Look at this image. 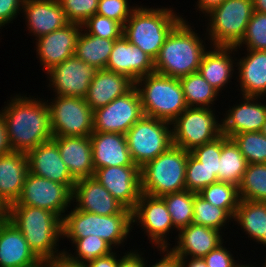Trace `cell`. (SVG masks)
<instances>
[{
	"label": "cell",
	"mask_w": 266,
	"mask_h": 267,
	"mask_svg": "<svg viewBox=\"0 0 266 267\" xmlns=\"http://www.w3.org/2000/svg\"><path fill=\"white\" fill-rule=\"evenodd\" d=\"M16 94L0 110L13 151L28 153L53 137L46 99ZM33 97V98H32Z\"/></svg>",
	"instance_id": "6da1fadb"
},
{
	"label": "cell",
	"mask_w": 266,
	"mask_h": 267,
	"mask_svg": "<svg viewBox=\"0 0 266 267\" xmlns=\"http://www.w3.org/2000/svg\"><path fill=\"white\" fill-rule=\"evenodd\" d=\"M188 23L183 18L167 36L154 60L155 72L178 79L198 72L206 43Z\"/></svg>",
	"instance_id": "7a4b0ae2"
},
{
	"label": "cell",
	"mask_w": 266,
	"mask_h": 267,
	"mask_svg": "<svg viewBox=\"0 0 266 267\" xmlns=\"http://www.w3.org/2000/svg\"><path fill=\"white\" fill-rule=\"evenodd\" d=\"M7 219L23 234L41 260L64 253L65 248L59 250L62 220L56 214L38 207L10 205Z\"/></svg>",
	"instance_id": "3957f363"
},
{
	"label": "cell",
	"mask_w": 266,
	"mask_h": 267,
	"mask_svg": "<svg viewBox=\"0 0 266 267\" xmlns=\"http://www.w3.org/2000/svg\"><path fill=\"white\" fill-rule=\"evenodd\" d=\"M62 219V240L66 237L73 243L90 235L108 242L114 249L125 243L134 225L132 211L123 208L114 215H98L73 208Z\"/></svg>",
	"instance_id": "277c9868"
},
{
	"label": "cell",
	"mask_w": 266,
	"mask_h": 267,
	"mask_svg": "<svg viewBox=\"0 0 266 267\" xmlns=\"http://www.w3.org/2000/svg\"><path fill=\"white\" fill-rule=\"evenodd\" d=\"M182 19L170 7L137 5L123 26V36L155 60L167 36Z\"/></svg>",
	"instance_id": "5b68a950"
},
{
	"label": "cell",
	"mask_w": 266,
	"mask_h": 267,
	"mask_svg": "<svg viewBox=\"0 0 266 267\" xmlns=\"http://www.w3.org/2000/svg\"><path fill=\"white\" fill-rule=\"evenodd\" d=\"M135 87L144 116L172 123L187 108L178 78L153 72L137 80Z\"/></svg>",
	"instance_id": "8992f818"
},
{
	"label": "cell",
	"mask_w": 266,
	"mask_h": 267,
	"mask_svg": "<svg viewBox=\"0 0 266 267\" xmlns=\"http://www.w3.org/2000/svg\"><path fill=\"white\" fill-rule=\"evenodd\" d=\"M189 151L172 145L168 150L140 168L141 192L150 196L186 189V165Z\"/></svg>",
	"instance_id": "52a82bcc"
},
{
	"label": "cell",
	"mask_w": 266,
	"mask_h": 267,
	"mask_svg": "<svg viewBox=\"0 0 266 267\" xmlns=\"http://www.w3.org/2000/svg\"><path fill=\"white\" fill-rule=\"evenodd\" d=\"M253 12V0H225L204 15L209 21L205 34L210 45L235 47L242 40Z\"/></svg>",
	"instance_id": "ba28073f"
},
{
	"label": "cell",
	"mask_w": 266,
	"mask_h": 267,
	"mask_svg": "<svg viewBox=\"0 0 266 267\" xmlns=\"http://www.w3.org/2000/svg\"><path fill=\"white\" fill-rule=\"evenodd\" d=\"M125 135L131 159L140 168L173 145L172 124L148 116L138 120Z\"/></svg>",
	"instance_id": "9c48e42d"
},
{
	"label": "cell",
	"mask_w": 266,
	"mask_h": 267,
	"mask_svg": "<svg viewBox=\"0 0 266 267\" xmlns=\"http://www.w3.org/2000/svg\"><path fill=\"white\" fill-rule=\"evenodd\" d=\"M213 110L187 107L171 123L173 145L190 152L222 135V123L216 118Z\"/></svg>",
	"instance_id": "30bf717a"
},
{
	"label": "cell",
	"mask_w": 266,
	"mask_h": 267,
	"mask_svg": "<svg viewBox=\"0 0 266 267\" xmlns=\"http://www.w3.org/2000/svg\"><path fill=\"white\" fill-rule=\"evenodd\" d=\"M47 104L53 137L90 136L93 133V110L85 98L55 96Z\"/></svg>",
	"instance_id": "8fae6325"
},
{
	"label": "cell",
	"mask_w": 266,
	"mask_h": 267,
	"mask_svg": "<svg viewBox=\"0 0 266 267\" xmlns=\"http://www.w3.org/2000/svg\"><path fill=\"white\" fill-rule=\"evenodd\" d=\"M71 203L72 191L66 185L28 172L19 198L11 205L45 209L62 220Z\"/></svg>",
	"instance_id": "7c38bea8"
},
{
	"label": "cell",
	"mask_w": 266,
	"mask_h": 267,
	"mask_svg": "<svg viewBox=\"0 0 266 267\" xmlns=\"http://www.w3.org/2000/svg\"><path fill=\"white\" fill-rule=\"evenodd\" d=\"M143 116L140 95L134 86L108 105L93 111V132L126 134Z\"/></svg>",
	"instance_id": "4fadbf2b"
},
{
	"label": "cell",
	"mask_w": 266,
	"mask_h": 267,
	"mask_svg": "<svg viewBox=\"0 0 266 267\" xmlns=\"http://www.w3.org/2000/svg\"><path fill=\"white\" fill-rule=\"evenodd\" d=\"M132 223L141 224L139 227H142V231H145L144 234L148 236L149 241L157 249L170 247L167 235L176 228L161 197L141 193L135 208L132 210Z\"/></svg>",
	"instance_id": "5bb4252c"
},
{
	"label": "cell",
	"mask_w": 266,
	"mask_h": 267,
	"mask_svg": "<svg viewBox=\"0 0 266 267\" xmlns=\"http://www.w3.org/2000/svg\"><path fill=\"white\" fill-rule=\"evenodd\" d=\"M97 69L73 55L45 72L55 96L85 98Z\"/></svg>",
	"instance_id": "9a60e30c"
},
{
	"label": "cell",
	"mask_w": 266,
	"mask_h": 267,
	"mask_svg": "<svg viewBox=\"0 0 266 267\" xmlns=\"http://www.w3.org/2000/svg\"><path fill=\"white\" fill-rule=\"evenodd\" d=\"M93 177L125 208H135L141 195L139 166H112L96 169Z\"/></svg>",
	"instance_id": "2e32d148"
},
{
	"label": "cell",
	"mask_w": 266,
	"mask_h": 267,
	"mask_svg": "<svg viewBox=\"0 0 266 267\" xmlns=\"http://www.w3.org/2000/svg\"><path fill=\"white\" fill-rule=\"evenodd\" d=\"M81 30L82 25L69 22L64 27L35 39L36 55L44 71L47 72L75 54Z\"/></svg>",
	"instance_id": "e0dca14e"
},
{
	"label": "cell",
	"mask_w": 266,
	"mask_h": 267,
	"mask_svg": "<svg viewBox=\"0 0 266 267\" xmlns=\"http://www.w3.org/2000/svg\"><path fill=\"white\" fill-rule=\"evenodd\" d=\"M105 69L126 75L133 82L155 72L154 60L123 35L115 40Z\"/></svg>",
	"instance_id": "ac0fdd59"
},
{
	"label": "cell",
	"mask_w": 266,
	"mask_h": 267,
	"mask_svg": "<svg viewBox=\"0 0 266 267\" xmlns=\"http://www.w3.org/2000/svg\"><path fill=\"white\" fill-rule=\"evenodd\" d=\"M261 99L264 97L242 96L239 104L225 111L221 120L222 135L231 138L238 133L260 132L266 119V104L259 102Z\"/></svg>",
	"instance_id": "d6986e66"
},
{
	"label": "cell",
	"mask_w": 266,
	"mask_h": 267,
	"mask_svg": "<svg viewBox=\"0 0 266 267\" xmlns=\"http://www.w3.org/2000/svg\"><path fill=\"white\" fill-rule=\"evenodd\" d=\"M29 172L66 185L71 191L76 180L61 159L57 143L51 139L27 153Z\"/></svg>",
	"instance_id": "ffe728a7"
},
{
	"label": "cell",
	"mask_w": 266,
	"mask_h": 267,
	"mask_svg": "<svg viewBox=\"0 0 266 267\" xmlns=\"http://www.w3.org/2000/svg\"><path fill=\"white\" fill-rule=\"evenodd\" d=\"M72 201V204L76 202L73 207L77 210L105 216L117 214L124 208L94 177L76 180Z\"/></svg>",
	"instance_id": "44dd1931"
},
{
	"label": "cell",
	"mask_w": 266,
	"mask_h": 267,
	"mask_svg": "<svg viewBox=\"0 0 266 267\" xmlns=\"http://www.w3.org/2000/svg\"><path fill=\"white\" fill-rule=\"evenodd\" d=\"M22 9L27 29L35 39L69 23L58 0H23Z\"/></svg>",
	"instance_id": "7402d4cb"
},
{
	"label": "cell",
	"mask_w": 266,
	"mask_h": 267,
	"mask_svg": "<svg viewBox=\"0 0 266 267\" xmlns=\"http://www.w3.org/2000/svg\"><path fill=\"white\" fill-rule=\"evenodd\" d=\"M222 233L210 227L190 224L178 230V237L175 238L177 245L175 243L168 249L177 257L204 258L224 243Z\"/></svg>",
	"instance_id": "603a6c76"
},
{
	"label": "cell",
	"mask_w": 266,
	"mask_h": 267,
	"mask_svg": "<svg viewBox=\"0 0 266 267\" xmlns=\"http://www.w3.org/2000/svg\"><path fill=\"white\" fill-rule=\"evenodd\" d=\"M41 261L23 234L7 218L0 220V267H34Z\"/></svg>",
	"instance_id": "cb8c5ba5"
},
{
	"label": "cell",
	"mask_w": 266,
	"mask_h": 267,
	"mask_svg": "<svg viewBox=\"0 0 266 267\" xmlns=\"http://www.w3.org/2000/svg\"><path fill=\"white\" fill-rule=\"evenodd\" d=\"M89 137L95 170L112 166H138L131 159L125 134L93 132Z\"/></svg>",
	"instance_id": "d4e9b609"
},
{
	"label": "cell",
	"mask_w": 266,
	"mask_h": 267,
	"mask_svg": "<svg viewBox=\"0 0 266 267\" xmlns=\"http://www.w3.org/2000/svg\"><path fill=\"white\" fill-rule=\"evenodd\" d=\"M57 143L61 159L75 180L93 177L91 140L89 136L52 137Z\"/></svg>",
	"instance_id": "484cf974"
},
{
	"label": "cell",
	"mask_w": 266,
	"mask_h": 267,
	"mask_svg": "<svg viewBox=\"0 0 266 267\" xmlns=\"http://www.w3.org/2000/svg\"><path fill=\"white\" fill-rule=\"evenodd\" d=\"M234 51L238 50L233 46H210L202 57L198 72L217 92L232 82L237 61V57L233 59L231 55L236 54Z\"/></svg>",
	"instance_id": "4316f807"
},
{
	"label": "cell",
	"mask_w": 266,
	"mask_h": 267,
	"mask_svg": "<svg viewBox=\"0 0 266 267\" xmlns=\"http://www.w3.org/2000/svg\"><path fill=\"white\" fill-rule=\"evenodd\" d=\"M135 86L126 75L107 69L97 70L89 85L85 97L86 103L94 111L97 108L108 105L117 97L129 92Z\"/></svg>",
	"instance_id": "83f0119b"
},
{
	"label": "cell",
	"mask_w": 266,
	"mask_h": 267,
	"mask_svg": "<svg viewBox=\"0 0 266 267\" xmlns=\"http://www.w3.org/2000/svg\"><path fill=\"white\" fill-rule=\"evenodd\" d=\"M246 50L235 66L240 95L266 97V50Z\"/></svg>",
	"instance_id": "f1b7e54d"
},
{
	"label": "cell",
	"mask_w": 266,
	"mask_h": 267,
	"mask_svg": "<svg viewBox=\"0 0 266 267\" xmlns=\"http://www.w3.org/2000/svg\"><path fill=\"white\" fill-rule=\"evenodd\" d=\"M28 172L27 153L12 151L0 156V197L8 206L19 198Z\"/></svg>",
	"instance_id": "f546056e"
},
{
	"label": "cell",
	"mask_w": 266,
	"mask_h": 267,
	"mask_svg": "<svg viewBox=\"0 0 266 267\" xmlns=\"http://www.w3.org/2000/svg\"><path fill=\"white\" fill-rule=\"evenodd\" d=\"M233 219L250 240L258 242L266 233V202L240 199Z\"/></svg>",
	"instance_id": "4dcf8cb0"
},
{
	"label": "cell",
	"mask_w": 266,
	"mask_h": 267,
	"mask_svg": "<svg viewBox=\"0 0 266 267\" xmlns=\"http://www.w3.org/2000/svg\"><path fill=\"white\" fill-rule=\"evenodd\" d=\"M114 42L115 40L87 34L82 29L78 36L74 55L97 70L105 69Z\"/></svg>",
	"instance_id": "1f68e13d"
},
{
	"label": "cell",
	"mask_w": 266,
	"mask_h": 267,
	"mask_svg": "<svg viewBox=\"0 0 266 267\" xmlns=\"http://www.w3.org/2000/svg\"><path fill=\"white\" fill-rule=\"evenodd\" d=\"M247 165V160L234 141L225 135H221L219 181L239 186Z\"/></svg>",
	"instance_id": "d6a6232c"
},
{
	"label": "cell",
	"mask_w": 266,
	"mask_h": 267,
	"mask_svg": "<svg viewBox=\"0 0 266 267\" xmlns=\"http://www.w3.org/2000/svg\"><path fill=\"white\" fill-rule=\"evenodd\" d=\"M179 82L182 86L184 99L187 107L213 108L214 101L220 92H217L199 72L181 77Z\"/></svg>",
	"instance_id": "836d02e7"
},
{
	"label": "cell",
	"mask_w": 266,
	"mask_h": 267,
	"mask_svg": "<svg viewBox=\"0 0 266 267\" xmlns=\"http://www.w3.org/2000/svg\"><path fill=\"white\" fill-rule=\"evenodd\" d=\"M238 193L241 200L266 202V163L247 165Z\"/></svg>",
	"instance_id": "e575fe53"
},
{
	"label": "cell",
	"mask_w": 266,
	"mask_h": 267,
	"mask_svg": "<svg viewBox=\"0 0 266 267\" xmlns=\"http://www.w3.org/2000/svg\"><path fill=\"white\" fill-rule=\"evenodd\" d=\"M196 194L185 189L161 196L177 231L192 224L193 202Z\"/></svg>",
	"instance_id": "d590c367"
},
{
	"label": "cell",
	"mask_w": 266,
	"mask_h": 267,
	"mask_svg": "<svg viewBox=\"0 0 266 267\" xmlns=\"http://www.w3.org/2000/svg\"><path fill=\"white\" fill-rule=\"evenodd\" d=\"M198 195L210 204L225 209L234 218L240 201L235 184L218 181L202 189Z\"/></svg>",
	"instance_id": "8d00e7d4"
},
{
	"label": "cell",
	"mask_w": 266,
	"mask_h": 267,
	"mask_svg": "<svg viewBox=\"0 0 266 267\" xmlns=\"http://www.w3.org/2000/svg\"><path fill=\"white\" fill-rule=\"evenodd\" d=\"M230 220L233 221V217L225 209L210 204L198 194L194 196L193 225H202L222 231Z\"/></svg>",
	"instance_id": "74e56055"
},
{
	"label": "cell",
	"mask_w": 266,
	"mask_h": 267,
	"mask_svg": "<svg viewBox=\"0 0 266 267\" xmlns=\"http://www.w3.org/2000/svg\"><path fill=\"white\" fill-rule=\"evenodd\" d=\"M72 244L75 247L73 250H76L73 255L67 251H64V253L71 260L77 261L84 266L93 262L96 258L113 252V247L108 242L97 236L94 237V235L76 239Z\"/></svg>",
	"instance_id": "f35d334b"
},
{
	"label": "cell",
	"mask_w": 266,
	"mask_h": 267,
	"mask_svg": "<svg viewBox=\"0 0 266 267\" xmlns=\"http://www.w3.org/2000/svg\"><path fill=\"white\" fill-rule=\"evenodd\" d=\"M248 164L266 163V136L261 132L238 133L231 137Z\"/></svg>",
	"instance_id": "ab89813d"
},
{
	"label": "cell",
	"mask_w": 266,
	"mask_h": 267,
	"mask_svg": "<svg viewBox=\"0 0 266 267\" xmlns=\"http://www.w3.org/2000/svg\"><path fill=\"white\" fill-rule=\"evenodd\" d=\"M216 182L218 177L189 153L186 165V190L198 194L202 189Z\"/></svg>",
	"instance_id": "60d3db41"
},
{
	"label": "cell",
	"mask_w": 266,
	"mask_h": 267,
	"mask_svg": "<svg viewBox=\"0 0 266 267\" xmlns=\"http://www.w3.org/2000/svg\"><path fill=\"white\" fill-rule=\"evenodd\" d=\"M243 45L249 50H266V14L253 12L245 34L235 48L240 50Z\"/></svg>",
	"instance_id": "b9f144b4"
},
{
	"label": "cell",
	"mask_w": 266,
	"mask_h": 267,
	"mask_svg": "<svg viewBox=\"0 0 266 267\" xmlns=\"http://www.w3.org/2000/svg\"><path fill=\"white\" fill-rule=\"evenodd\" d=\"M82 29L87 34L110 40H117L123 35V26L119 22L99 14L88 18L82 24Z\"/></svg>",
	"instance_id": "7bdbcfd3"
},
{
	"label": "cell",
	"mask_w": 266,
	"mask_h": 267,
	"mask_svg": "<svg viewBox=\"0 0 266 267\" xmlns=\"http://www.w3.org/2000/svg\"><path fill=\"white\" fill-rule=\"evenodd\" d=\"M66 19L70 23L82 25L96 14L99 0H58Z\"/></svg>",
	"instance_id": "ee69618b"
},
{
	"label": "cell",
	"mask_w": 266,
	"mask_h": 267,
	"mask_svg": "<svg viewBox=\"0 0 266 267\" xmlns=\"http://www.w3.org/2000/svg\"><path fill=\"white\" fill-rule=\"evenodd\" d=\"M190 153L199 160L204 167L213 172L219 181V160L221 154V135L215 140L195 147Z\"/></svg>",
	"instance_id": "f6af8a7d"
},
{
	"label": "cell",
	"mask_w": 266,
	"mask_h": 267,
	"mask_svg": "<svg viewBox=\"0 0 266 267\" xmlns=\"http://www.w3.org/2000/svg\"><path fill=\"white\" fill-rule=\"evenodd\" d=\"M129 3V0H99L96 14L115 20L124 26L136 8Z\"/></svg>",
	"instance_id": "bcb514c9"
},
{
	"label": "cell",
	"mask_w": 266,
	"mask_h": 267,
	"mask_svg": "<svg viewBox=\"0 0 266 267\" xmlns=\"http://www.w3.org/2000/svg\"><path fill=\"white\" fill-rule=\"evenodd\" d=\"M223 245L225 244H220L203 258L208 267H236L239 261L235 260L233 254Z\"/></svg>",
	"instance_id": "7dc6e473"
},
{
	"label": "cell",
	"mask_w": 266,
	"mask_h": 267,
	"mask_svg": "<svg viewBox=\"0 0 266 267\" xmlns=\"http://www.w3.org/2000/svg\"><path fill=\"white\" fill-rule=\"evenodd\" d=\"M23 0H0V29L13 23L22 10Z\"/></svg>",
	"instance_id": "c3c4849f"
},
{
	"label": "cell",
	"mask_w": 266,
	"mask_h": 267,
	"mask_svg": "<svg viewBox=\"0 0 266 267\" xmlns=\"http://www.w3.org/2000/svg\"><path fill=\"white\" fill-rule=\"evenodd\" d=\"M160 254H164L159 261H156L154 265H147L148 262L143 257V267H180V262L178 257L173 254L168 248L158 249Z\"/></svg>",
	"instance_id": "681fc988"
},
{
	"label": "cell",
	"mask_w": 266,
	"mask_h": 267,
	"mask_svg": "<svg viewBox=\"0 0 266 267\" xmlns=\"http://www.w3.org/2000/svg\"><path fill=\"white\" fill-rule=\"evenodd\" d=\"M41 263L43 267H86L77 261L71 260L65 253L43 259Z\"/></svg>",
	"instance_id": "f907efd6"
},
{
	"label": "cell",
	"mask_w": 266,
	"mask_h": 267,
	"mask_svg": "<svg viewBox=\"0 0 266 267\" xmlns=\"http://www.w3.org/2000/svg\"><path fill=\"white\" fill-rule=\"evenodd\" d=\"M130 251V252H129ZM125 253L123 252V256H120L118 267H143V254L142 252H138L137 250H129Z\"/></svg>",
	"instance_id": "816d5d0a"
},
{
	"label": "cell",
	"mask_w": 266,
	"mask_h": 267,
	"mask_svg": "<svg viewBox=\"0 0 266 267\" xmlns=\"http://www.w3.org/2000/svg\"><path fill=\"white\" fill-rule=\"evenodd\" d=\"M116 253L114 250L108 255L96 258L93 262L87 264L86 267H118L121 258Z\"/></svg>",
	"instance_id": "f5cc1de1"
},
{
	"label": "cell",
	"mask_w": 266,
	"mask_h": 267,
	"mask_svg": "<svg viewBox=\"0 0 266 267\" xmlns=\"http://www.w3.org/2000/svg\"><path fill=\"white\" fill-rule=\"evenodd\" d=\"M8 141L7 126L4 118L0 114V156L12 152Z\"/></svg>",
	"instance_id": "db71d44e"
},
{
	"label": "cell",
	"mask_w": 266,
	"mask_h": 267,
	"mask_svg": "<svg viewBox=\"0 0 266 267\" xmlns=\"http://www.w3.org/2000/svg\"><path fill=\"white\" fill-rule=\"evenodd\" d=\"M224 1L225 0H198L195 6L198 7L197 10L206 15L212 9L220 6Z\"/></svg>",
	"instance_id": "11a10c76"
},
{
	"label": "cell",
	"mask_w": 266,
	"mask_h": 267,
	"mask_svg": "<svg viewBox=\"0 0 266 267\" xmlns=\"http://www.w3.org/2000/svg\"><path fill=\"white\" fill-rule=\"evenodd\" d=\"M180 267H208L203 258L178 257Z\"/></svg>",
	"instance_id": "9f6ffc18"
},
{
	"label": "cell",
	"mask_w": 266,
	"mask_h": 267,
	"mask_svg": "<svg viewBox=\"0 0 266 267\" xmlns=\"http://www.w3.org/2000/svg\"><path fill=\"white\" fill-rule=\"evenodd\" d=\"M253 10L266 14V0H253Z\"/></svg>",
	"instance_id": "6f0895ef"
},
{
	"label": "cell",
	"mask_w": 266,
	"mask_h": 267,
	"mask_svg": "<svg viewBox=\"0 0 266 267\" xmlns=\"http://www.w3.org/2000/svg\"><path fill=\"white\" fill-rule=\"evenodd\" d=\"M9 206L0 197V220H4L8 216Z\"/></svg>",
	"instance_id": "680465c9"
},
{
	"label": "cell",
	"mask_w": 266,
	"mask_h": 267,
	"mask_svg": "<svg viewBox=\"0 0 266 267\" xmlns=\"http://www.w3.org/2000/svg\"><path fill=\"white\" fill-rule=\"evenodd\" d=\"M259 244H263L264 247H266V233L264 236L258 241Z\"/></svg>",
	"instance_id": "91938a15"
},
{
	"label": "cell",
	"mask_w": 266,
	"mask_h": 267,
	"mask_svg": "<svg viewBox=\"0 0 266 267\" xmlns=\"http://www.w3.org/2000/svg\"><path fill=\"white\" fill-rule=\"evenodd\" d=\"M236 267H256V266H252V264L250 265L249 263L248 264H241V262L239 263L238 262V264L236 265ZM262 267H264V266H262Z\"/></svg>",
	"instance_id": "94428289"
},
{
	"label": "cell",
	"mask_w": 266,
	"mask_h": 267,
	"mask_svg": "<svg viewBox=\"0 0 266 267\" xmlns=\"http://www.w3.org/2000/svg\"><path fill=\"white\" fill-rule=\"evenodd\" d=\"M260 132L266 136V119Z\"/></svg>",
	"instance_id": "6125c7cd"
},
{
	"label": "cell",
	"mask_w": 266,
	"mask_h": 267,
	"mask_svg": "<svg viewBox=\"0 0 266 267\" xmlns=\"http://www.w3.org/2000/svg\"><path fill=\"white\" fill-rule=\"evenodd\" d=\"M34 267H43V265H42V263H40V264H38V265H36Z\"/></svg>",
	"instance_id": "be15d7a7"
}]
</instances>
